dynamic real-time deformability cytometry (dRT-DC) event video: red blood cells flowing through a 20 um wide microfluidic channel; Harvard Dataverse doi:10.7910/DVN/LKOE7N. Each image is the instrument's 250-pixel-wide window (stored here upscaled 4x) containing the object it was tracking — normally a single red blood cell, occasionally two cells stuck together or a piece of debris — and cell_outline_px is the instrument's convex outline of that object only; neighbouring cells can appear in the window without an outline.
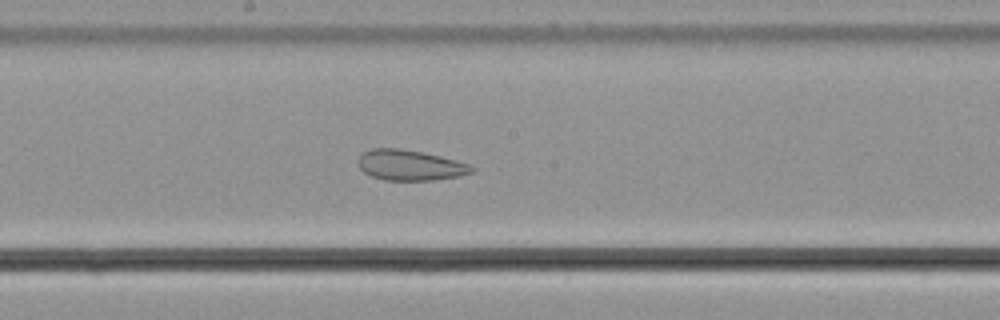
{"species": "common noctule bat (a hibernating species)", "species_latin": "Nyctalus noctula", "temperature_condition": "cold", "stored_images_in_passage": 55, "camera_frame_rate_fps": 3000, "um_per_image_px": 0.085, "animal": {"sex": "male", "body_mass_g": 21.5, "forearm_length_mm": 52.0}, "frame": {"image": 1, "passage_image": 30, "time_ms": 9.667, "image_size_px": [1000, 320], "cell_outline_px": [[476, 168], [472, 172], [460, 176], [432, 180], [384, 180], [372, 176], [364, 172], [356, 164], [356, 160], [364, 152], [372, 148], [400, 148], [440, 156], [456, 160], [468, 164]], "centroid_in_image_um": [34.83, 14.04], "position_along_channel_um": 213.4, "area_um2": 20.17}}
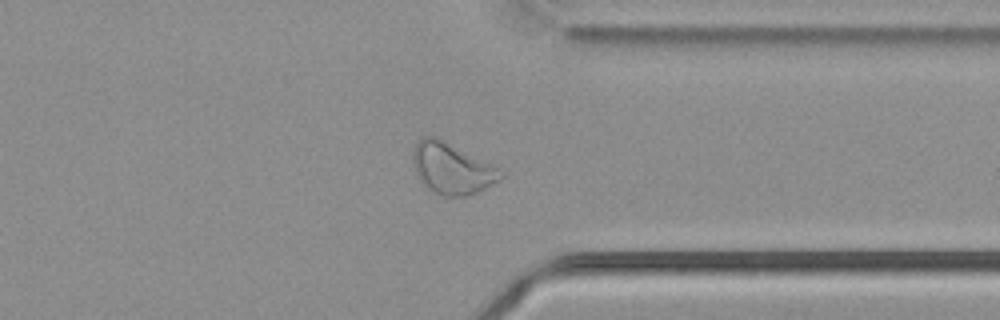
{"frame": {"image": 2, "passage_image": 43, "time_ms": 14.0, "image_size_px": [1000, 320], "cell_outline_px": [[504, 176], [484, 188], [476, 192], [464, 196], [444, 196], [428, 188], [420, 180], [416, 172], [412, 160], [412, 152], [416, 144], [424, 136], [436, 136], [504, 172]], "centroid_in_image_um": [38.36, 14.31], "position_along_channel_um": 373.0, "area_um2": 25.32}}
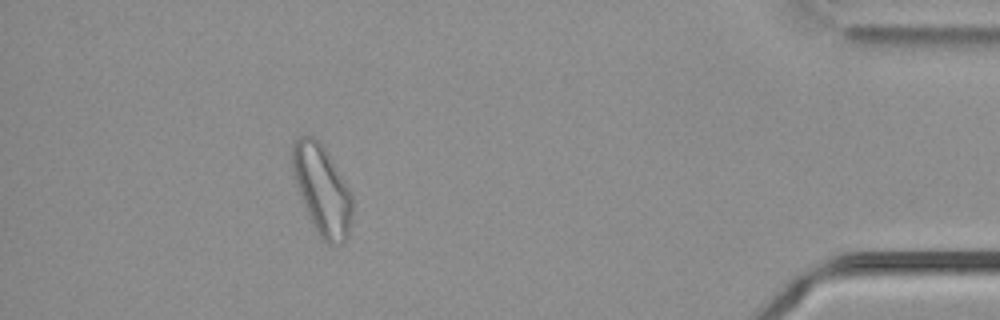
{"frame": {"image": 3, "passage_image": 50, "time_ms": 16.333, "image_size_px": [1000, 320], "cell_outline_px": [[352, 220], [348, 236], [344, 244], [328, 244], [316, 232], [308, 216], [296, 188], [292, 176], [292, 144], [296, 136], [312, 136], [320, 140], [328, 152], [352, 192]], "centroid_in_image_um": [27.37, 16.13], "position_along_channel_um": 407.8, "area_um2": 32.08}, "authors_computed_cell_mechanics": {"area_um2": 29.3046, "velocity_mm_per_s": 3.7261, "shape_relaxation_time_tau1_ms": null, "shape_relaxation_time_tau2_ms": 2.6977, "deformation_change_tau1": null, "deformation_change_tau2": 0.0923}}